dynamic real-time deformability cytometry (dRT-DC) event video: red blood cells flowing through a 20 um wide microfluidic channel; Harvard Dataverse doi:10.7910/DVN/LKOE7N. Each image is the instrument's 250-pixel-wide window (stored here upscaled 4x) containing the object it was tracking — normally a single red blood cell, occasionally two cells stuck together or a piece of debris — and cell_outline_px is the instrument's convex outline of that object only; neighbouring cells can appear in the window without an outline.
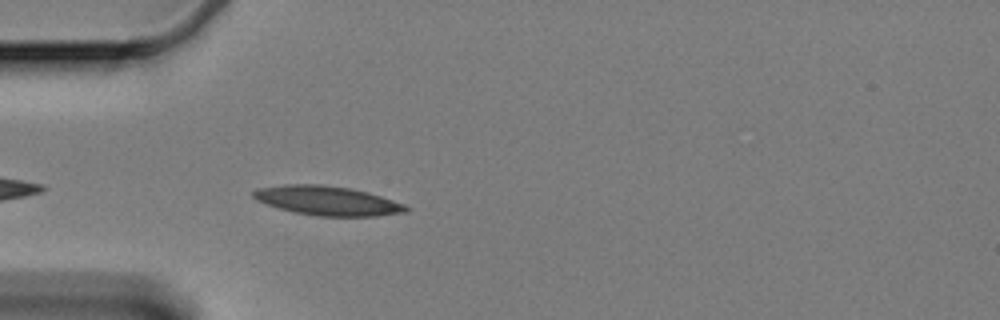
{"species": "Egyptian fruit bat (a non-hibernating species)", "species_latin": "Rousettus aegyptiacus", "temperature_condition": "cold", "stored_images_in_passage": 43, "camera_frame_rate_fps": 3000, "um_per_image_px": 0.085, "animal": {"sex": "female"}, "frame": {"image": 1, "passage_image": 4, "time_ms": 1.0, "image_size_px": [1000, 320], "cell_outline_px": [[408, 208], [404, 212], [376, 216], [316, 216], [296, 212], [280, 208], [256, 200], [252, 196], [252, 192], [260, 188], [284, 184], [320, 184], [352, 188], [368, 192], [404, 204]], "centroid_in_image_um": [27.81, 17.05], "position_along_channel_um": 57.2, "area_um2": 25.78}}
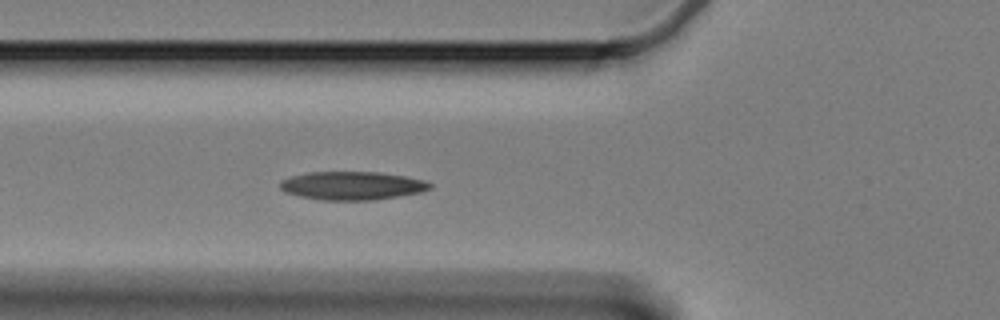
{"frame": {"image": 2, "passage_image": 8, "time_ms": 2.333, "image_size_px": [1000, 320], "cell_outline_px": [[432, 188], [420, 192], [400, 196], [376, 200], [320, 200], [300, 196], [284, 192], [280, 188], [280, 180], [292, 176], [308, 172], [380, 172], [404, 176], [424, 180], [432, 184]], "centroid_in_image_um": [29.93, 15.78], "position_along_channel_um": 95.9, "area_um2": 24.85}}
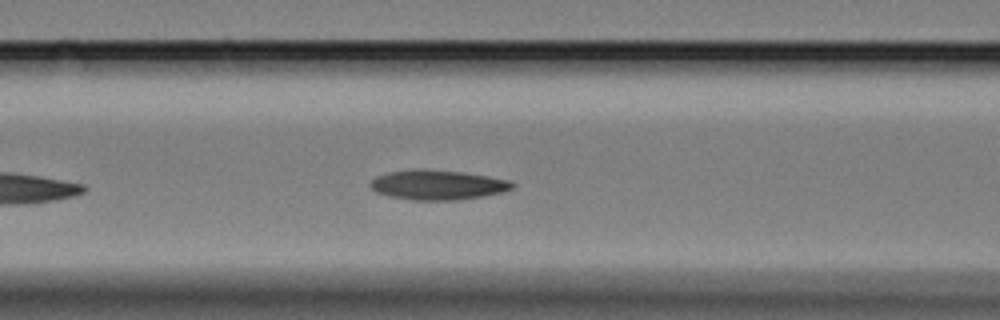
{"frame": {"image": 3, "passage_image": 11, "time_ms": 3.333, "image_size_px": [1000, 320], "cell_outline_px": [[516, 184], [512, 188], [504, 192], [456, 200], [412, 200], [388, 196], [376, 192], [368, 184], [376, 176], [388, 172], [416, 168], [460, 172], [488, 176], [512, 180]], "centroid_in_image_um": [37.19, 15.71], "position_along_channel_um": 129.4, "area_um2": 24.68}, "authors_computed_cell_mechanics": {"area_um2": 22.4264, "velocity_mm_per_s": 3.3053, "shape_relaxation_time_tau1_ms": 3.137, "shape_relaxation_time_tau2_ms": 3.937, "deformation_change_tau1": 0.1233, "deformation_change_tau2": 0.0689}}